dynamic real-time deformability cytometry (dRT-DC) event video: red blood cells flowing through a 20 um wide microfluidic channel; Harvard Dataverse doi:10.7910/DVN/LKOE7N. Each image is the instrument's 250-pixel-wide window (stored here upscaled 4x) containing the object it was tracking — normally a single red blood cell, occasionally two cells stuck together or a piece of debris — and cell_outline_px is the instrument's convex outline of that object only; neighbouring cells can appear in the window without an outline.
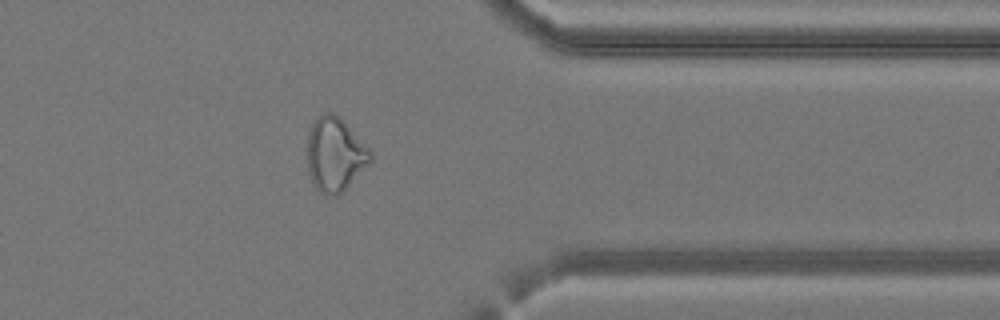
{"species": "common noctule bat (a hibernating species)", "species_latin": "Nyctalus noctula", "temperature_condition": "cold", "stored_images_in_passage": 28, "camera_frame_rate_fps": 3000, "um_per_image_px": 0.085, "animal": {"sex": "female", "body_mass_g": 24.6, "forearm_length_mm": 56.2}, "frame": {"image": 1, "passage_image": 20, "time_ms": 6.333, "image_size_px": [1000, 320], "cell_outline_px": [[372, 160], [336, 196], [332, 196], [320, 192], [316, 188], [308, 172], [308, 136], [312, 124], [324, 112], [332, 112], [340, 116], [372, 148]], "centroid_in_image_um": [28.51, 13.07], "position_along_channel_um": 382.9, "area_um2": 27.11}}